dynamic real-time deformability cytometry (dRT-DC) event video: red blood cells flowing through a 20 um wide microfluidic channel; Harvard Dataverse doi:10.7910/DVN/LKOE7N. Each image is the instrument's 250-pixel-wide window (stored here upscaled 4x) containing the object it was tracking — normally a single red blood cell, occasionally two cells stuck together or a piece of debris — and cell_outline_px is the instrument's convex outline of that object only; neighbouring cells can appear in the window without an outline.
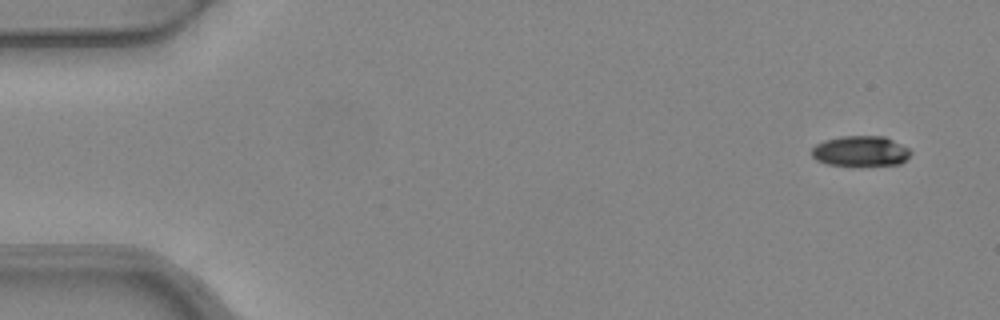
{"species": "common noctule bat (a hibernating species)", "species_latin": "Nyctalus noctula", "temperature_condition": "warm", "stored_images_in_passage": 8, "camera_frame_rate_fps": 3000, "um_per_image_px": 0.085, "animal": {"sex": "female", "body_mass_g": 24.6, "forearm_length_mm": 56.2}, "frame": {"image": 1, "passage_image": 1, "time_ms": 0.0, "image_size_px": [1000, 320], "cell_outline_px": [[912, 152], [900, 164], [828, 164], [816, 160], [812, 156], [812, 148], [816, 144], [824, 140], [840, 136], [884, 136], [908, 148]], "centroid_in_image_um": [73.11, 12.82], "position_along_channel_um": 11.9, "area_um2": 17.05}}
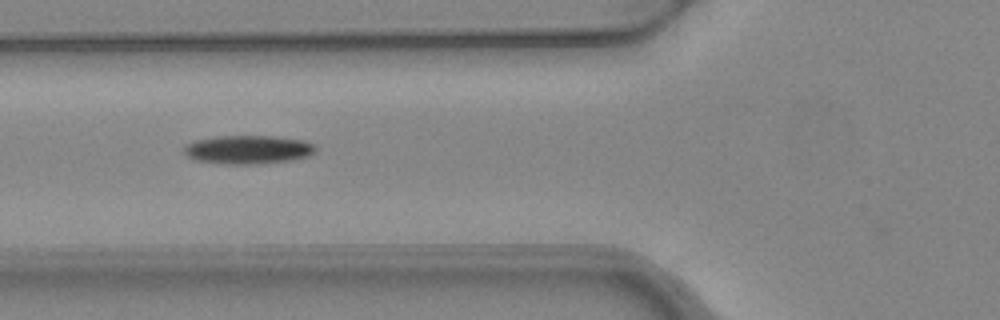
{"frame": {"image": 2, "passage_image": 6, "time_ms": 1.667, "image_size_px": [1000, 320], "cell_outline_px": [[316, 152], [308, 156], [292, 160], [256, 164], [224, 164], [192, 160], [184, 152], [184, 144], [196, 140], [216, 136], [272, 136], [304, 140], [312, 144], [316, 148]], "centroid_in_image_um": [21.06, 12.72], "position_along_channel_um": 104.7, "area_um2": 22.08}}
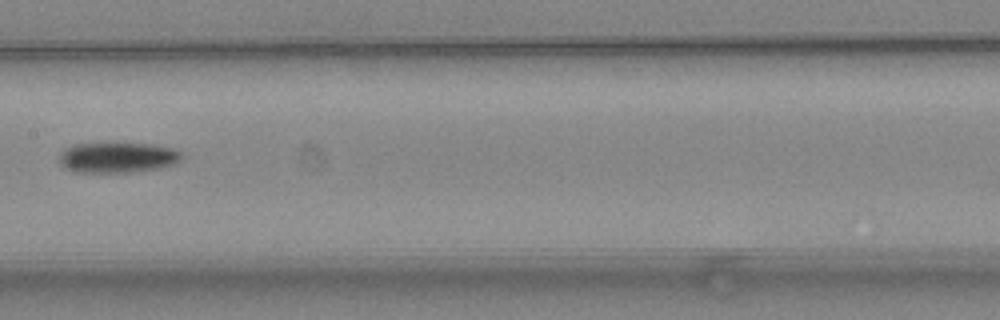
{"frame": {"image": 3, "passage_image": 8, "time_ms": 2.333, "image_size_px": [1000, 320], "cell_outline_px": [[180, 160], [176, 164], [160, 168], [132, 172], [76, 172], [64, 168], [60, 164], [60, 152], [64, 148], [72, 144], [152, 144], [172, 148], [180, 152]], "centroid_in_image_um": [9.96, 13.4], "position_along_channel_um": 197.4, "area_um2": 21.62}}